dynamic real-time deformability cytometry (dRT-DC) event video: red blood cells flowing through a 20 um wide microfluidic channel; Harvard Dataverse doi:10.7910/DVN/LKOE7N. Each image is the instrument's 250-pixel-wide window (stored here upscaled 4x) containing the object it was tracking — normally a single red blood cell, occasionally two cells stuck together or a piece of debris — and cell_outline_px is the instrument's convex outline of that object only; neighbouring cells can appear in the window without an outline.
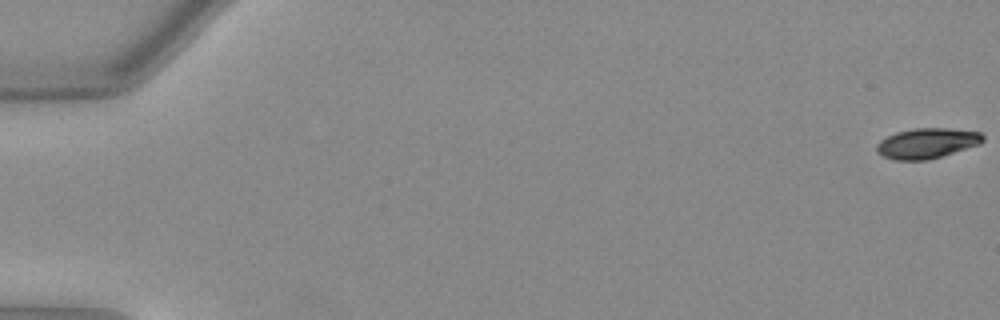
{"species": "Egyptian fruit bat (a non-hibernating species)", "species_latin": "Rousettus aegyptiacus", "temperature_condition": "warm", "stored_images_in_passage": 54, "camera_frame_rate_fps": 3000, "um_per_image_px": 0.085, "animal": {"sex": "female"}, "frame": {"image": 1, "passage_image": 1, "time_ms": 0.0, "image_size_px": [1000, 320], "cell_outline_px": [[984, 140], [980, 144], [940, 156], [924, 160], [896, 160], [884, 156], [876, 152], [876, 144], [880, 140], [896, 132], [916, 128], [944, 128], [980, 132], [984, 136]], "centroid_in_image_um": [78.77, 12.17], "position_along_channel_um": 6.2, "area_um2": 18.5}}
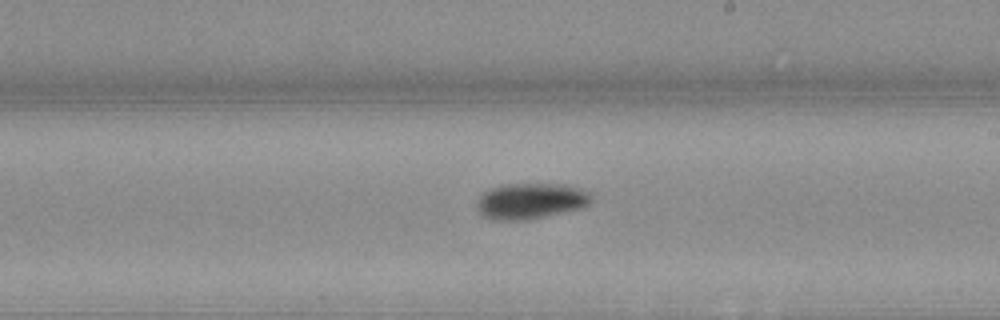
{"frame": {"image": 2, "passage_image": 32, "time_ms": 10.333, "image_size_px": [1000, 320], "cell_outline_px": [[588, 204], [580, 208], [528, 220], [492, 220], [484, 216], [480, 212], [476, 204], [480, 196], [484, 192], [492, 188], [504, 184], [568, 184], [580, 188], [588, 192]], "centroid_in_image_um": [45.06, 17.08], "position_along_channel_um": 243.9, "area_um2": 23.64}}
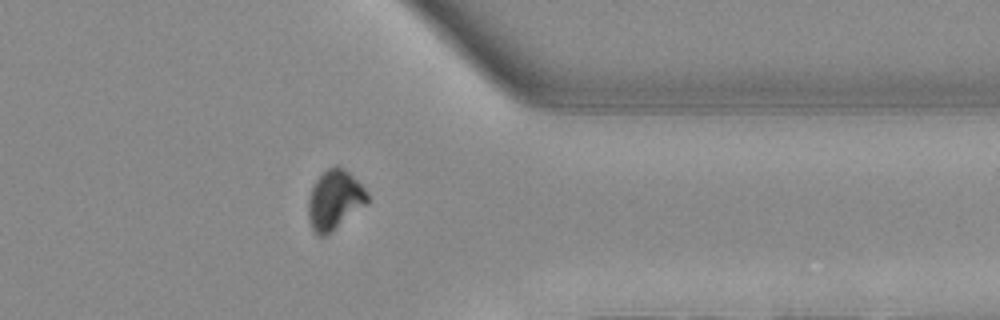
{"frame": {"image": 3, "passage_image": 43, "time_ms": 14.0, "image_size_px": [1000, 320], "cell_outline_px": [[368, 204], [324, 236], [316, 236], [308, 220], [308, 200], [312, 188], [316, 180], [328, 168], [336, 164], [344, 168], [368, 192]], "centroid_in_image_um": [28.44, 16.99], "position_along_channel_um": 383.0, "area_um2": 20.35}, "authors_computed_cell_mechanics": {"area_um2": 20.6057, "velocity_mm_per_s": 4.009, "shape_relaxation_time_tau1_ms": 3.1781, "shape_relaxation_time_tau2_ms": null, "deformation_change_tau1": 0.1581, "deformation_change_tau2": null}}